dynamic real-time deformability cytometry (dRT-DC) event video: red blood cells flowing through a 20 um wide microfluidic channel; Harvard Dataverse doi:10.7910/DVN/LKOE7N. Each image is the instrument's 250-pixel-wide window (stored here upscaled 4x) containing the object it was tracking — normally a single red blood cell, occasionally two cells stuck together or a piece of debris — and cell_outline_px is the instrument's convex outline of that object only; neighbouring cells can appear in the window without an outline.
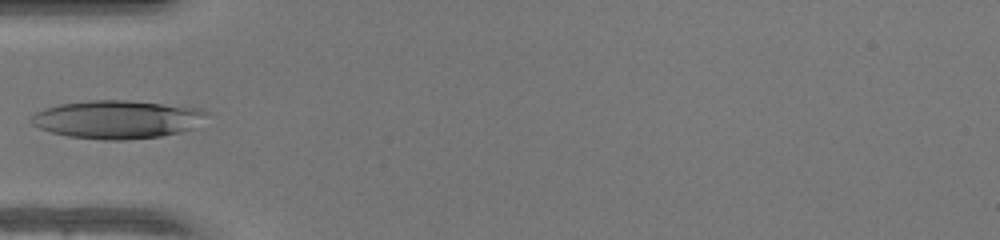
{"species": "human", "species_latin": "Homo sapiens", "temperature_condition": "warm", "stored_images_in_passage": 30, "camera_frame_rate_fps": 3000, "um_per_image_px": 0.085, "donor": {"sex": "female"}, "frame": {"image": 1, "passage_image": 1, "time_ms": 0.0, "image_size_px": [1000, 240], "cell_outline_px": [[208, 112], [192, 128], [180, 132], [160, 136], [124, 140], [104, 140], [68, 136], [52, 132], [40, 128], [32, 124], [28, 120], [36, 112], [44, 108], [60, 104], [88, 100], [128, 100], [200, 108]], "centroid_in_image_um": [9.91, 10.14], "position_along_channel_um": 75.1, "area_um2": 38.78}}
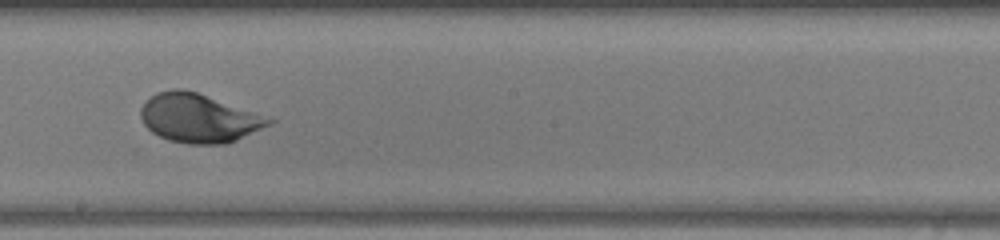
{"frame": {"image": 2, "passage_image": 12, "time_ms": 3.667, "image_size_px": [1000, 240], "cell_outline_px": [[276, 120], [272, 124], [236, 140], [224, 144], [188, 144], [168, 140], [152, 132], [144, 124], [140, 116], [140, 108], [156, 92], [172, 88], [184, 88], [196, 92]], "centroid_in_image_um": [16.87, 10.05], "position_along_channel_um": 231.3, "area_um2": 36.07}}
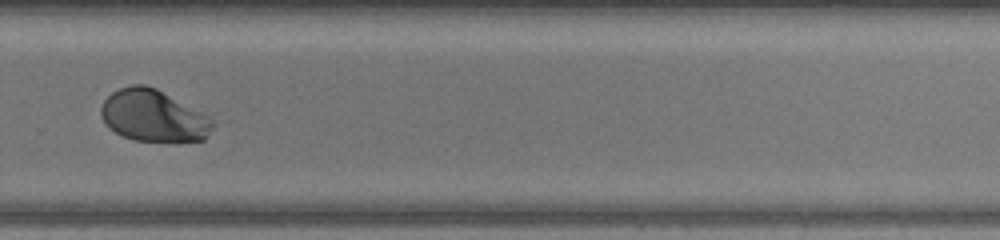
{"frame": {"image": 3, "passage_image": 18, "time_ms": 5.667, "image_size_px": [1000, 240], "cell_outline_px": [[216, 124], [204, 140], [132, 140], [108, 128], [100, 116], [100, 108], [104, 100], [112, 92], [120, 88], [132, 84], [144, 84], [156, 88], [208, 116]], "centroid_in_image_um": [13.0, 9.83], "position_along_channel_um": 316.8, "area_um2": 33.35}}